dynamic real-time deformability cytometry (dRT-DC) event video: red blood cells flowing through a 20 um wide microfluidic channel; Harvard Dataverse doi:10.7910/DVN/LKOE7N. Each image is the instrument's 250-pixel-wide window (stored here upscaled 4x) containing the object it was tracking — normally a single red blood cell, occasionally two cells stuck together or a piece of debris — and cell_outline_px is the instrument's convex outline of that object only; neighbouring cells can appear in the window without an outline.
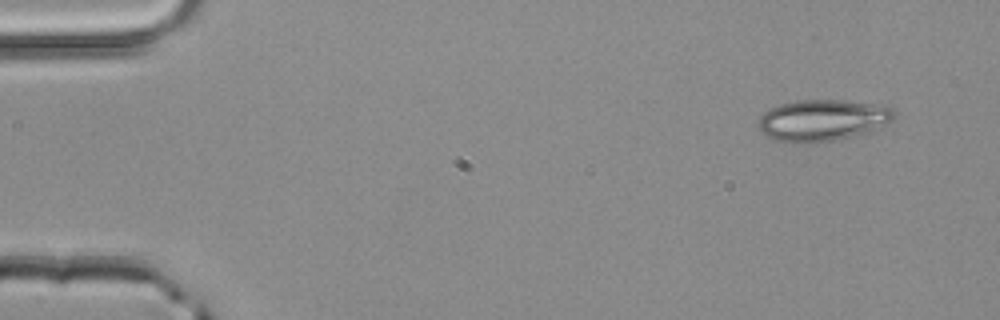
{"species": "common noctule bat (a hibernating species)", "species_latin": "Nyctalus noctula", "temperature_condition": "room temperature", "stored_images_in_passage": 3, "camera_frame_rate_fps": 3000, "um_per_image_px": 0.085, "animal": {"sex": "male", "body_mass_g": 20.4}, "frame": {"image": 1, "passage_image": 1, "time_ms": 0.0, "image_size_px": [1000, 320], "cell_outline_px": [[896, 116], [892, 120], [864, 132], [836, 140], [812, 144], [792, 144], [776, 140], [764, 136], [760, 132], [756, 124], [760, 116], [764, 112], [780, 104], [796, 100], [844, 100], [872, 104], [892, 108], [896, 112]], "centroid_in_image_um": [69.8, 10.24], "position_along_channel_um": 15.2, "area_um2": 32.95}}